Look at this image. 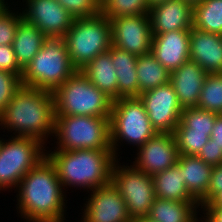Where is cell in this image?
Masks as SVG:
<instances>
[{"label":"cell","instance_id":"6da1fadb","mask_svg":"<svg viewBox=\"0 0 222 222\" xmlns=\"http://www.w3.org/2000/svg\"><path fill=\"white\" fill-rule=\"evenodd\" d=\"M18 213L28 222H64L65 198L55 165L46 156L18 185Z\"/></svg>","mask_w":222,"mask_h":222},{"label":"cell","instance_id":"7a4b0ae2","mask_svg":"<svg viewBox=\"0 0 222 222\" xmlns=\"http://www.w3.org/2000/svg\"><path fill=\"white\" fill-rule=\"evenodd\" d=\"M55 117L53 93L22 86L0 115V126L15 131V137L35 138L44 145L48 136L54 137Z\"/></svg>","mask_w":222,"mask_h":222},{"label":"cell","instance_id":"3957f363","mask_svg":"<svg viewBox=\"0 0 222 222\" xmlns=\"http://www.w3.org/2000/svg\"><path fill=\"white\" fill-rule=\"evenodd\" d=\"M46 156L55 165L62 187L94 190L111 183L116 157L112 149L54 150Z\"/></svg>","mask_w":222,"mask_h":222},{"label":"cell","instance_id":"277c9868","mask_svg":"<svg viewBox=\"0 0 222 222\" xmlns=\"http://www.w3.org/2000/svg\"><path fill=\"white\" fill-rule=\"evenodd\" d=\"M77 71L69 57L64 38H46L43 47L23 69L22 84L54 93Z\"/></svg>","mask_w":222,"mask_h":222},{"label":"cell","instance_id":"5b68a950","mask_svg":"<svg viewBox=\"0 0 222 222\" xmlns=\"http://www.w3.org/2000/svg\"><path fill=\"white\" fill-rule=\"evenodd\" d=\"M56 116L110 117L113 100L77 71L53 93Z\"/></svg>","mask_w":222,"mask_h":222},{"label":"cell","instance_id":"8992f818","mask_svg":"<svg viewBox=\"0 0 222 222\" xmlns=\"http://www.w3.org/2000/svg\"><path fill=\"white\" fill-rule=\"evenodd\" d=\"M64 41L74 67L80 71L98 54L110 50L111 21L101 12L96 16L75 18Z\"/></svg>","mask_w":222,"mask_h":222},{"label":"cell","instance_id":"52a82bcc","mask_svg":"<svg viewBox=\"0 0 222 222\" xmlns=\"http://www.w3.org/2000/svg\"><path fill=\"white\" fill-rule=\"evenodd\" d=\"M57 150L112 149L110 117L56 116Z\"/></svg>","mask_w":222,"mask_h":222},{"label":"cell","instance_id":"ba28073f","mask_svg":"<svg viewBox=\"0 0 222 222\" xmlns=\"http://www.w3.org/2000/svg\"><path fill=\"white\" fill-rule=\"evenodd\" d=\"M111 147L117 158L118 141L141 147L157 131L153 128L143 102L139 97L119 98L113 101L110 115Z\"/></svg>","mask_w":222,"mask_h":222},{"label":"cell","instance_id":"9c48e42d","mask_svg":"<svg viewBox=\"0 0 222 222\" xmlns=\"http://www.w3.org/2000/svg\"><path fill=\"white\" fill-rule=\"evenodd\" d=\"M0 147V190L18 187L21 179L35 167L47 151L35 138L11 136Z\"/></svg>","mask_w":222,"mask_h":222},{"label":"cell","instance_id":"30bf717a","mask_svg":"<svg viewBox=\"0 0 222 222\" xmlns=\"http://www.w3.org/2000/svg\"><path fill=\"white\" fill-rule=\"evenodd\" d=\"M117 160L112 166L111 183L125 200L131 220L147 217L156 199L152 176L134 165L119 166Z\"/></svg>","mask_w":222,"mask_h":222},{"label":"cell","instance_id":"8fae6325","mask_svg":"<svg viewBox=\"0 0 222 222\" xmlns=\"http://www.w3.org/2000/svg\"><path fill=\"white\" fill-rule=\"evenodd\" d=\"M153 128L159 133L173 134L180 122L182 107L170 82L139 95Z\"/></svg>","mask_w":222,"mask_h":222},{"label":"cell","instance_id":"7c38bea8","mask_svg":"<svg viewBox=\"0 0 222 222\" xmlns=\"http://www.w3.org/2000/svg\"><path fill=\"white\" fill-rule=\"evenodd\" d=\"M112 46L136 56L151 53L152 29L149 14L110 19Z\"/></svg>","mask_w":222,"mask_h":222},{"label":"cell","instance_id":"4fadbf2b","mask_svg":"<svg viewBox=\"0 0 222 222\" xmlns=\"http://www.w3.org/2000/svg\"><path fill=\"white\" fill-rule=\"evenodd\" d=\"M27 8L22 19L37 26L47 38H64L74 22L71 15L57 0H25Z\"/></svg>","mask_w":222,"mask_h":222},{"label":"cell","instance_id":"5bb4252c","mask_svg":"<svg viewBox=\"0 0 222 222\" xmlns=\"http://www.w3.org/2000/svg\"><path fill=\"white\" fill-rule=\"evenodd\" d=\"M178 157L174 134L157 132L138 148L133 165L144 173L154 176L176 165Z\"/></svg>","mask_w":222,"mask_h":222},{"label":"cell","instance_id":"9a60e30c","mask_svg":"<svg viewBox=\"0 0 222 222\" xmlns=\"http://www.w3.org/2000/svg\"><path fill=\"white\" fill-rule=\"evenodd\" d=\"M80 222H131L126 202L112 183L92 190Z\"/></svg>","mask_w":222,"mask_h":222},{"label":"cell","instance_id":"2e32d148","mask_svg":"<svg viewBox=\"0 0 222 222\" xmlns=\"http://www.w3.org/2000/svg\"><path fill=\"white\" fill-rule=\"evenodd\" d=\"M190 30L153 35L151 54L170 73L190 59Z\"/></svg>","mask_w":222,"mask_h":222},{"label":"cell","instance_id":"e0dca14e","mask_svg":"<svg viewBox=\"0 0 222 222\" xmlns=\"http://www.w3.org/2000/svg\"><path fill=\"white\" fill-rule=\"evenodd\" d=\"M148 14L153 35L173 30H191L193 27V6L183 0L156 4Z\"/></svg>","mask_w":222,"mask_h":222},{"label":"cell","instance_id":"ac0fdd59","mask_svg":"<svg viewBox=\"0 0 222 222\" xmlns=\"http://www.w3.org/2000/svg\"><path fill=\"white\" fill-rule=\"evenodd\" d=\"M207 75L198 63L190 59L170 73V83L182 109L198 108V100Z\"/></svg>","mask_w":222,"mask_h":222},{"label":"cell","instance_id":"d6986e66","mask_svg":"<svg viewBox=\"0 0 222 222\" xmlns=\"http://www.w3.org/2000/svg\"><path fill=\"white\" fill-rule=\"evenodd\" d=\"M190 60L198 63L208 74L222 73V35L190 30Z\"/></svg>","mask_w":222,"mask_h":222},{"label":"cell","instance_id":"ffe728a7","mask_svg":"<svg viewBox=\"0 0 222 222\" xmlns=\"http://www.w3.org/2000/svg\"><path fill=\"white\" fill-rule=\"evenodd\" d=\"M80 71L113 101L118 100L117 74L109 51L98 54Z\"/></svg>","mask_w":222,"mask_h":222},{"label":"cell","instance_id":"44dd1931","mask_svg":"<svg viewBox=\"0 0 222 222\" xmlns=\"http://www.w3.org/2000/svg\"><path fill=\"white\" fill-rule=\"evenodd\" d=\"M177 162L182 166L186 189L199 203L209 188L213 166L206 164L198 156L179 155Z\"/></svg>","mask_w":222,"mask_h":222},{"label":"cell","instance_id":"7402d4cb","mask_svg":"<svg viewBox=\"0 0 222 222\" xmlns=\"http://www.w3.org/2000/svg\"><path fill=\"white\" fill-rule=\"evenodd\" d=\"M109 52L115 66L118 84V99L139 97L136 55L111 46Z\"/></svg>","mask_w":222,"mask_h":222},{"label":"cell","instance_id":"603a6c76","mask_svg":"<svg viewBox=\"0 0 222 222\" xmlns=\"http://www.w3.org/2000/svg\"><path fill=\"white\" fill-rule=\"evenodd\" d=\"M47 37L35 25L20 21L13 40L15 59L23 70L43 47Z\"/></svg>","mask_w":222,"mask_h":222},{"label":"cell","instance_id":"cb8c5ba5","mask_svg":"<svg viewBox=\"0 0 222 222\" xmlns=\"http://www.w3.org/2000/svg\"><path fill=\"white\" fill-rule=\"evenodd\" d=\"M197 201H174L157 198L152 203L147 216L153 222H195Z\"/></svg>","mask_w":222,"mask_h":222},{"label":"cell","instance_id":"d4e9b609","mask_svg":"<svg viewBox=\"0 0 222 222\" xmlns=\"http://www.w3.org/2000/svg\"><path fill=\"white\" fill-rule=\"evenodd\" d=\"M152 178L157 198L174 201H196L186 189L185 179L182 177V166L178 162L173 167L155 174Z\"/></svg>","mask_w":222,"mask_h":222},{"label":"cell","instance_id":"484cf974","mask_svg":"<svg viewBox=\"0 0 222 222\" xmlns=\"http://www.w3.org/2000/svg\"><path fill=\"white\" fill-rule=\"evenodd\" d=\"M136 70L139 95L170 82V72L151 53L137 57Z\"/></svg>","mask_w":222,"mask_h":222},{"label":"cell","instance_id":"4316f807","mask_svg":"<svg viewBox=\"0 0 222 222\" xmlns=\"http://www.w3.org/2000/svg\"><path fill=\"white\" fill-rule=\"evenodd\" d=\"M193 27L222 35V0H203L193 7Z\"/></svg>","mask_w":222,"mask_h":222},{"label":"cell","instance_id":"83f0119b","mask_svg":"<svg viewBox=\"0 0 222 222\" xmlns=\"http://www.w3.org/2000/svg\"><path fill=\"white\" fill-rule=\"evenodd\" d=\"M218 115L217 113L202 110L197 107L184 108L175 131L207 133L210 137L215 119Z\"/></svg>","mask_w":222,"mask_h":222},{"label":"cell","instance_id":"f1b7e54d","mask_svg":"<svg viewBox=\"0 0 222 222\" xmlns=\"http://www.w3.org/2000/svg\"><path fill=\"white\" fill-rule=\"evenodd\" d=\"M198 108L222 114V73L206 76L198 100Z\"/></svg>","mask_w":222,"mask_h":222},{"label":"cell","instance_id":"f546056e","mask_svg":"<svg viewBox=\"0 0 222 222\" xmlns=\"http://www.w3.org/2000/svg\"><path fill=\"white\" fill-rule=\"evenodd\" d=\"M147 0H102L100 12L109 19L148 14Z\"/></svg>","mask_w":222,"mask_h":222},{"label":"cell","instance_id":"4dcf8cb0","mask_svg":"<svg viewBox=\"0 0 222 222\" xmlns=\"http://www.w3.org/2000/svg\"><path fill=\"white\" fill-rule=\"evenodd\" d=\"M179 155L197 156L209 140L207 133L191 131H175L174 133Z\"/></svg>","mask_w":222,"mask_h":222},{"label":"cell","instance_id":"1f68e13d","mask_svg":"<svg viewBox=\"0 0 222 222\" xmlns=\"http://www.w3.org/2000/svg\"><path fill=\"white\" fill-rule=\"evenodd\" d=\"M8 4L0 7V45H12L16 30L22 20L21 12H11Z\"/></svg>","mask_w":222,"mask_h":222},{"label":"cell","instance_id":"d6a6232c","mask_svg":"<svg viewBox=\"0 0 222 222\" xmlns=\"http://www.w3.org/2000/svg\"><path fill=\"white\" fill-rule=\"evenodd\" d=\"M22 86L21 76L0 70V115Z\"/></svg>","mask_w":222,"mask_h":222},{"label":"cell","instance_id":"836d02e7","mask_svg":"<svg viewBox=\"0 0 222 222\" xmlns=\"http://www.w3.org/2000/svg\"><path fill=\"white\" fill-rule=\"evenodd\" d=\"M74 18L91 17L100 13L98 0H57Z\"/></svg>","mask_w":222,"mask_h":222},{"label":"cell","instance_id":"e575fe53","mask_svg":"<svg viewBox=\"0 0 222 222\" xmlns=\"http://www.w3.org/2000/svg\"><path fill=\"white\" fill-rule=\"evenodd\" d=\"M222 195V163L213 166L211 171L210 185L205 197L199 202L202 207L208 203L214 202Z\"/></svg>","mask_w":222,"mask_h":222},{"label":"cell","instance_id":"d590c367","mask_svg":"<svg viewBox=\"0 0 222 222\" xmlns=\"http://www.w3.org/2000/svg\"><path fill=\"white\" fill-rule=\"evenodd\" d=\"M0 70L15 73L22 77L23 70L15 59L12 45H0Z\"/></svg>","mask_w":222,"mask_h":222},{"label":"cell","instance_id":"8d00e7d4","mask_svg":"<svg viewBox=\"0 0 222 222\" xmlns=\"http://www.w3.org/2000/svg\"><path fill=\"white\" fill-rule=\"evenodd\" d=\"M206 164L216 166L222 163V148H219L214 141L209 138L197 155Z\"/></svg>","mask_w":222,"mask_h":222},{"label":"cell","instance_id":"74e56055","mask_svg":"<svg viewBox=\"0 0 222 222\" xmlns=\"http://www.w3.org/2000/svg\"><path fill=\"white\" fill-rule=\"evenodd\" d=\"M206 215L203 219L204 222H222V206H202Z\"/></svg>","mask_w":222,"mask_h":222},{"label":"cell","instance_id":"f35d334b","mask_svg":"<svg viewBox=\"0 0 222 222\" xmlns=\"http://www.w3.org/2000/svg\"><path fill=\"white\" fill-rule=\"evenodd\" d=\"M210 139L214 141L219 148H222V114H219L214 122Z\"/></svg>","mask_w":222,"mask_h":222},{"label":"cell","instance_id":"ab89813d","mask_svg":"<svg viewBox=\"0 0 222 222\" xmlns=\"http://www.w3.org/2000/svg\"><path fill=\"white\" fill-rule=\"evenodd\" d=\"M203 206H222V195L218 197L214 202L208 203Z\"/></svg>","mask_w":222,"mask_h":222},{"label":"cell","instance_id":"60d3db41","mask_svg":"<svg viewBox=\"0 0 222 222\" xmlns=\"http://www.w3.org/2000/svg\"><path fill=\"white\" fill-rule=\"evenodd\" d=\"M168 0H147V3L149 5V7L151 8L152 6L162 3V2H166Z\"/></svg>","mask_w":222,"mask_h":222},{"label":"cell","instance_id":"b9f144b4","mask_svg":"<svg viewBox=\"0 0 222 222\" xmlns=\"http://www.w3.org/2000/svg\"><path fill=\"white\" fill-rule=\"evenodd\" d=\"M131 222H153V221H151L148 217H143V218L132 219Z\"/></svg>","mask_w":222,"mask_h":222},{"label":"cell","instance_id":"7bdbcfd3","mask_svg":"<svg viewBox=\"0 0 222 222\" xmlns=\"http://www.w3.org/2000/svg\"><path fill=\"white\" fill-rule=\"evenodd\" d=\"M183 1L189 3L190 5L194 7L196 4H199L203 0H183Z\"/></svg>","mask_w":222,"mask_h":222},{"label":"cell","instance_id":"ee69618b","mask_svg":"<svg viewBox=\"0 0 222 222\" xmlns=\"http://www.w3.org/2000/svg\"><path fill=\"white\" fill-rule=\"evenodd\" d=\"M0 1H1L3 4H6V5L8 4L7 2L5 3V0H0Z\"/></svg>","mask_w":222,"mask_h":222},{"label":"cell","instance_id":"f6af8a7d","mask_svg":"<svg viewBox=\"0 0 222 222\" xmlns=\"http://www.w3.org/2000/svg\"><path fill=\"white\" fill-rule=\"evenodd\" d=\"M3 141H4L3 139H0V147H1L2 143H3Z\"/></svg>","mask_w":222,"mask_h":222}]
</instances>
